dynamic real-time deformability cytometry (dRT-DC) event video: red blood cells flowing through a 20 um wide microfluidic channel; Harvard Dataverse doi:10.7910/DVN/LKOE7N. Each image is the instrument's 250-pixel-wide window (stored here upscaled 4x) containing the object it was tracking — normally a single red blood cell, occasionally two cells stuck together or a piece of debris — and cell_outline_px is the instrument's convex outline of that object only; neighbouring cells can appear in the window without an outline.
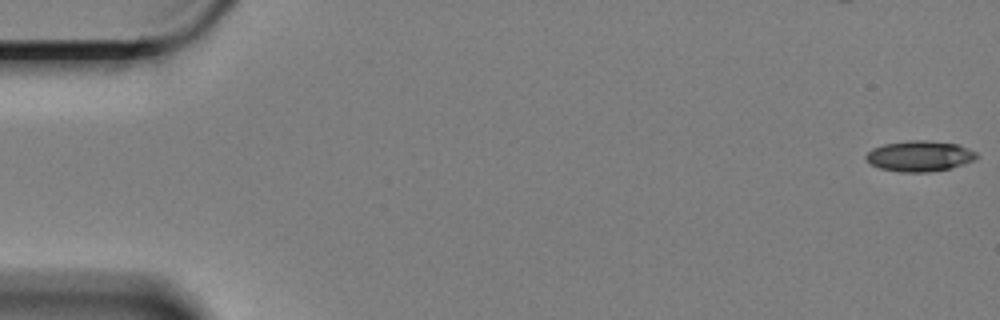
{"species": "Egyptian fruit bat (a non-hibernating species)", "species_latin": "Rousettus aegyptiacus", "temperature_condition": "cold", "stored_images_in_passage": 5, "camera_frame_rate_fps": 3000, "um_per_image_px": 0.085, "animal": {"sex": "female"}, "frame": {"image": 1, "passage_image": 1, "time_ms": 0.0, "image_size_px": [1000, 320], "cell_outline_px": [[980, 156], [976, 160], [952, 168], [928, 172], [900, 172], [880, 168], [864, 160], [864, 156], [872, 148], [884, 144], [908, 140], [928, 140], [956, 144], [968, 148], [976, 152]], "centroid_in_image_um": [78.18, 13.27], "position_along_channel_um": 6.8, "area_um2": 20.0}}